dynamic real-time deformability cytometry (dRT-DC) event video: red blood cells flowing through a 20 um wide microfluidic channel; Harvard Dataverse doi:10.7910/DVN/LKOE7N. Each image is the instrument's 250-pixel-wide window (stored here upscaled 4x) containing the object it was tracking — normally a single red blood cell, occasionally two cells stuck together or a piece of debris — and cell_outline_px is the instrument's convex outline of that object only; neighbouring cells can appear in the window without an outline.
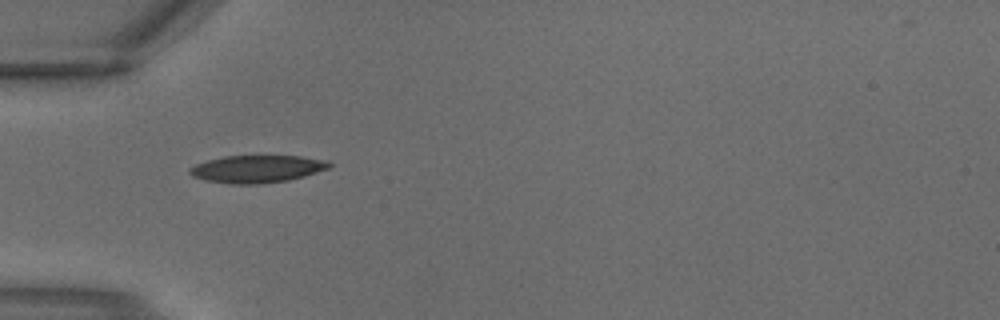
{"species": "common noctule bat (a hibernating species)", "species_latin": "Nyctalus noctula", "temperature_condition": "warm", "stored_images_in_passage": 1, "camera_frame_rate_fps": 3000, "um_per_image_px": 0.085, "animal": {"sex": "male", "body_mass_g": 18.8}, "frame": {"image": 1, "passage_image": 1, "time_ms": 0.0, "image_size_px": [1000, 320], "cell_outline_px": [[332, 164], [328, 168], [304, 176], [288, 180], [260, 184], [232, 184], [204, 180], [192, 176], [188, 172], [188, 168], [196, 164], [208, 160], [224, 156], [300, 156], [328, 160]], "centroid_in_image_um": [21.82, 14.36], "position_along_channel_um": 63.2, "area_um2": 22.31}}